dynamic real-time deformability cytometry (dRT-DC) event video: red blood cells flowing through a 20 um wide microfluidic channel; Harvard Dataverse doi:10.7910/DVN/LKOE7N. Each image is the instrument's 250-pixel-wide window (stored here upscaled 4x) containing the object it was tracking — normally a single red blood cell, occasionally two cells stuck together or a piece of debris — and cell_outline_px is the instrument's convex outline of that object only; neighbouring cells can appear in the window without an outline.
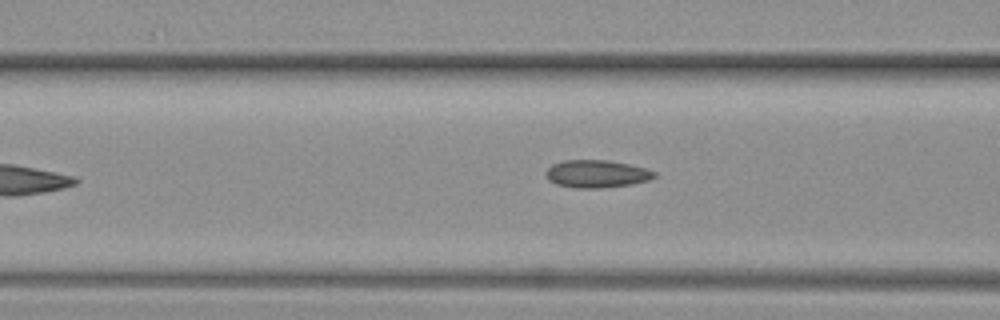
{"species": "common noctule bat (a hibernating species)", "species_latin": "Nyctalus noctula", "temperature_condition": "warm", "stored_images_in_passage": 10, "segment_of_instrument_passage": [2, 2], "camera_frame_rate_fps": 3000, "um_per_image_px": 0.085, "animal": {"sex": "female", "body_mass_g": 19.3, "forearm_length_mm": 54.1}, "frame": {"image": 1, "passage_image": 10, "time_ms": 3.0, "image_size_px": [1000, 320], "cell_outline_px": [[656, 176], [648, 180], [632, 184], [600, 188], [572, 188], [556, 184], [548, 180], [544, 172], [552, 164], [564, 160], [608, 160], [628, 164], [644, 168], [656, 172]], "centroid_in_image_um": [50.67, 14.78], "position_along_channel_um": 115.9, "area_um2": 17.51}}